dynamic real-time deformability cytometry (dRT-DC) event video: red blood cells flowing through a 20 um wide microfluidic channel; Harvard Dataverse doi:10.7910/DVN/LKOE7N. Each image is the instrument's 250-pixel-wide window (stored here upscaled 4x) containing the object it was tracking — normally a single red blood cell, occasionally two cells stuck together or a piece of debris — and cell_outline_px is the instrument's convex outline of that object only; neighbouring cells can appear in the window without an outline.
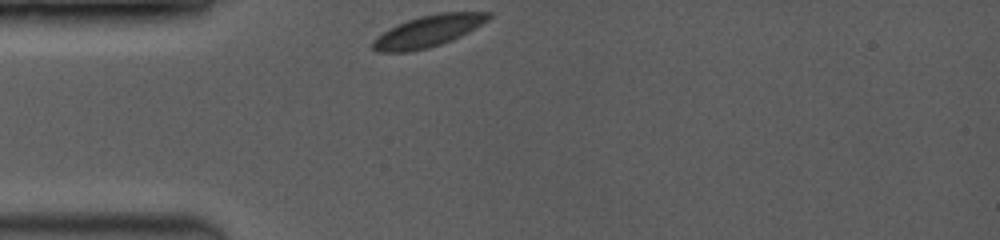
{"species": "common noctule bat (a hibernating species)", "species_latin": "Nyctalus noctula", "temperature_condition": "room temperature", "stored_images_in_passage": 42, "camera_frame_rate_fps": 3500, "um_per_image_px": 0.085, "animal": {"sex": "female", "body_mass_g": 19.0, "forearm_length_mm": 53.3}, "frame": {"image": 1, "passage_image": 1, "time_ms": 0.0, "image_size_px": [1000, 240], "cell_outline_px": [[492, 16], [488, 20], [460, 36], [452, 40], [428, 48], [408, 52], [376, 52], [372, 48], [372, 40], [376, 36], [408, 20], [420, 16], [440, 12], [492, 12]], "centroid_in_image_um": [36.39, 2.65], "position_along_channel_um": 48.6, "area_um2": 21.04}}
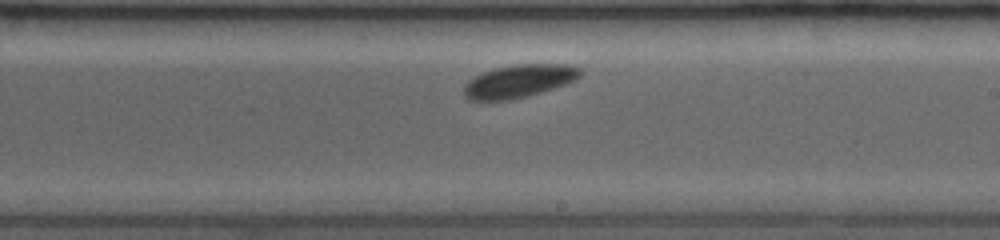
{"frame": {"image": 2, "passage_image": 24, "time_ms": 5.429, "image_size_px": [1000, 240], "cell_outline_px": [[584, 72], [576, 80], [528, 96], [508, 100], [468, 100], [464, 96], [464, 84], [468, 80], [484, 72], [496, 68], [512, 64], [572, 64], [584, 68]], "centroid_in_image_um": [44.16, 6.88], "position_along_channel_um": 244.8, "area_um2": 22.48}}
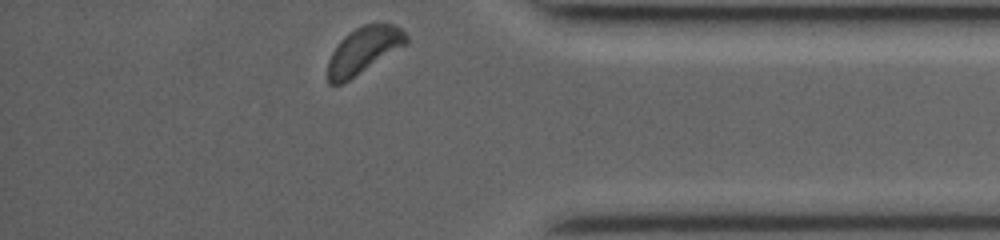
{"frame": {"image": 3, "passage_image": 42, "time_ms": 9.714, "image_size_px": [1000, 240], "cell_outline_px": [[408, 44], [344, 84], [328, 84], [328, 60], [332, 52], [340, 40], [344, 36], [356, 28], [364, 24], [396, 24], [408, 36]], "centroid_in_image_um": [30.92, 4.3], "position_along_channel_um": 404.3, "area_um2": 21.5}}